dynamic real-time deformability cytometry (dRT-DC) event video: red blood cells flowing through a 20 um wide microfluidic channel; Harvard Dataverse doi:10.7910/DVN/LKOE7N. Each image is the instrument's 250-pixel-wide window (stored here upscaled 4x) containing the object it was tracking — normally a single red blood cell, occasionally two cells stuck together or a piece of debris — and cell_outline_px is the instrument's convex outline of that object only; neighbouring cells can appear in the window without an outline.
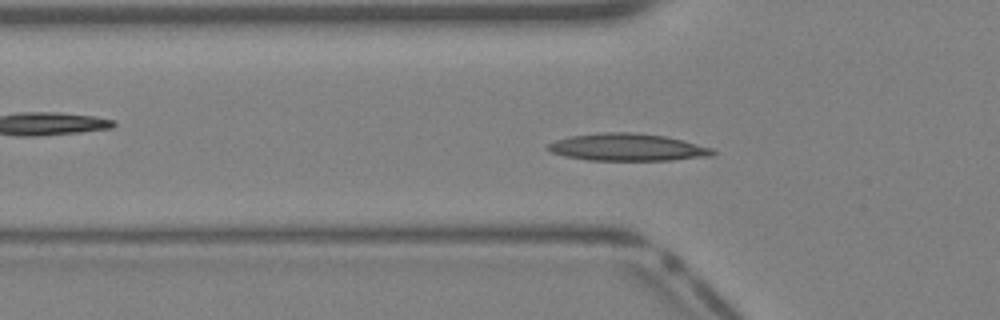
{"species": "Egyptian fruit bat (a non-hibernating species)", "species_latin": "Rousettus aegyptiacus", "temperature_condition": "warm", "stored_images_in_passage": 40, "camera_frame_rate_fps": 3000, "um_per_image_px": 0.085, "animal": {"sex": "female"}, "frame": {"image": 1, "passage_image": 13, "time_ms": 4.0, "image_size_px": [1000, 320], "cell_outline_px": [[716, 152], [712, 156], [672, 160], [588, 160], [564, 156], [552, 152], [544, 148], [548, 144], [556, 140], [568, 136], [600, 132], [632, 132], [664, 136], [712, 148]], "centroid_in_image_um": [53.28, 12.52], "position_along_channel_um": 72.5, "area_um2": 26.18}}
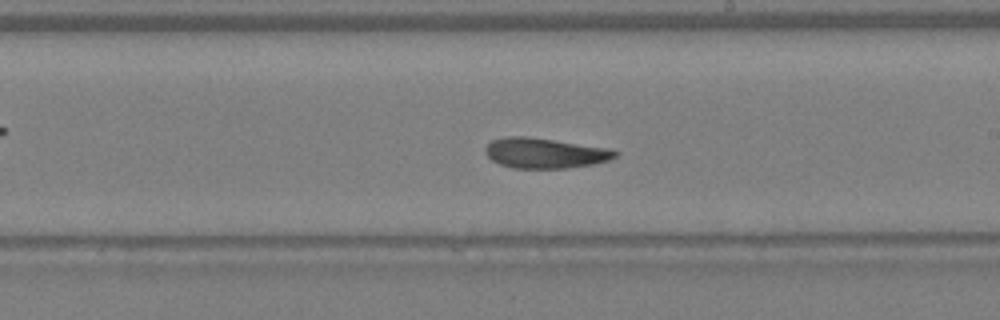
{"frame": {"image": 2, "passage_image": 23, "time_ms": 7.333, "image_size_px": [1000, 320], "cell_outline_px": [[620, 152], [616, 156], [608, 160], [592, 164], [568, 168], [512, 168], [500, 164], [492, 160], [484, 152], [484, 148], [492, 140], [508, 136], [524, 136], [612, 148]], "centroid_in_image_um": [46.32, 13.01], "position_along_channel_um": 242.7, "area_um2": 22.89}}
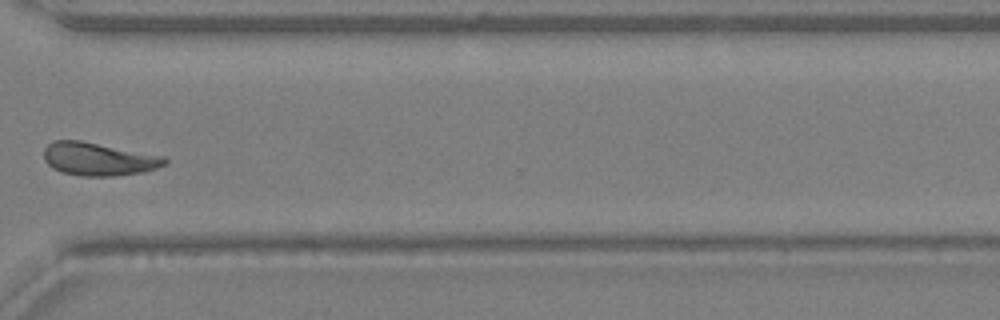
{"frame": {"image": 3, "passage_image": 30, "time_ms": 9.667, "image_size_px": [1000, 320], "cell_outline_px": [[168, 160], [164, 164], [156, 168], [144, 172], [112, 176], [80, 176], [60, 172], [52, 168], [44, 160], [44, 148], [52, 140], [80, 140], [164, 156]], "centroid_in_image_um": [8.34, 13.52], "position_along_channel_um": 362.3, "area_um2": 23.35}}